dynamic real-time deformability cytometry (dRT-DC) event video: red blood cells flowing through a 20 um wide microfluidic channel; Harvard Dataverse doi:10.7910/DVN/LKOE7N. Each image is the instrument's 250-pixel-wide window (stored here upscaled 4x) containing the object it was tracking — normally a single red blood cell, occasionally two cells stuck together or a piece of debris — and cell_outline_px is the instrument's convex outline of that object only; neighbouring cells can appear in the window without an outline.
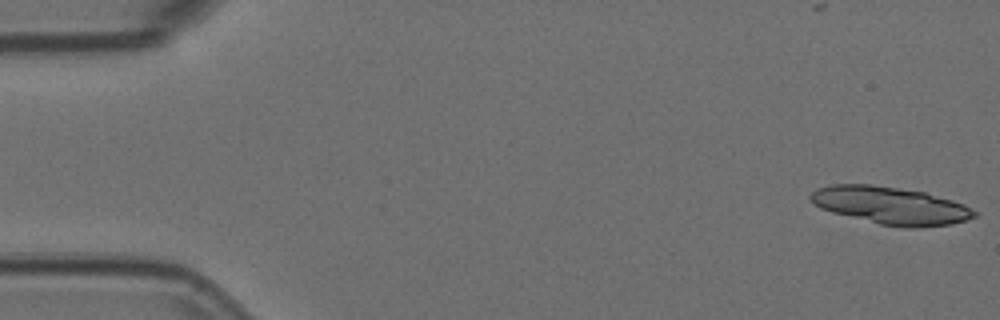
{"species": "Egyptian fruit bat (a non-hibernating species)", "species_latin": "Rousettus aegyptiacus", "temperature_condition": "room temperature", "stored_images_in_passage": 5, "camera_frame_rate_fps": 3000, "um_per_image_px": 0.085, "animal": {"sex": "female"}, "frame": {"image": 1, "passage_image": 1, "time_ms": 0.0, "image_size_px": [1000, 320], "cell_outline_px": [[976, 216], [964, 220], [948, 224], [916, 228], [904, 228], [880, 224], [832, 212], [820, 208], [808, 196], [816, 188], [832, 184], [872, 184], [924, 192], [952, 200], [964, 204], [976, 212]], "centroid_in_image_um": [75.67, 17.46], "position_along_channel_um": 9.3, "area_um2": 35.49}}